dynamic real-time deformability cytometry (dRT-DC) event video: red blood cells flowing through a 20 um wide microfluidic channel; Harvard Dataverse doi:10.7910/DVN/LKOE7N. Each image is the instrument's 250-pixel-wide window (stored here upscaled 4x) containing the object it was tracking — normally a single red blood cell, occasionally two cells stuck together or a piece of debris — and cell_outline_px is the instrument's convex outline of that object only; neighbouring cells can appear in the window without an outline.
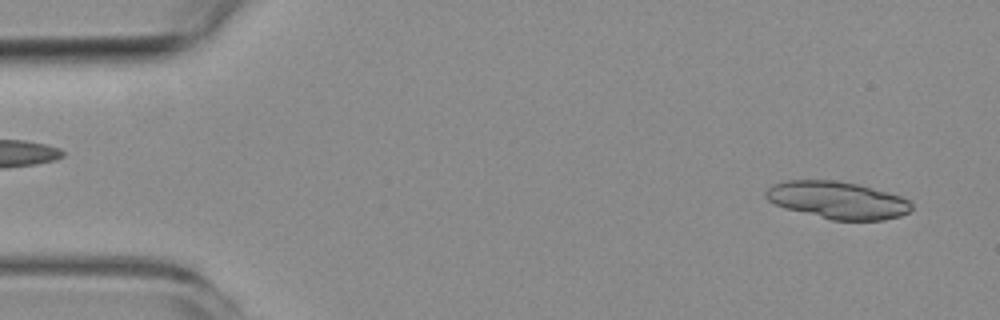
{"species": "common noctule bat (a hibernating species)", "species_latin": "Nyctalus noctula", "temperature_condition": "room temperature", "stored_images_in_passage": 5, "segment_of_instrument_passage": [2, 2], "camera_frame_rate_fps": 3000, "um_per_image_px": 0.085, "animal": {"sex": "female", "body_mass_g": 19.3, "forearm_length_mm": 54.1}, "frame": {"image": 1, "passage_image": 5, "time_ms": 4.667, "image_size_px": [1000, 320], "cell_outline_px": [[912, 208], [908, 212], [900, 216], [884, 220], [832, 220], [788, 208], [776, 204], [768, 200], [764, 196], [764, 192], [768, 188], [776, 184], [788, 180], [836, 180], [856, 184], [888, 192], [900, 196], [908, 200], [912, 204]], "centroid_in_image_um": [71.21, 17.01], "position_along_channel_um": 13.8, "area_um2": 31.27}}